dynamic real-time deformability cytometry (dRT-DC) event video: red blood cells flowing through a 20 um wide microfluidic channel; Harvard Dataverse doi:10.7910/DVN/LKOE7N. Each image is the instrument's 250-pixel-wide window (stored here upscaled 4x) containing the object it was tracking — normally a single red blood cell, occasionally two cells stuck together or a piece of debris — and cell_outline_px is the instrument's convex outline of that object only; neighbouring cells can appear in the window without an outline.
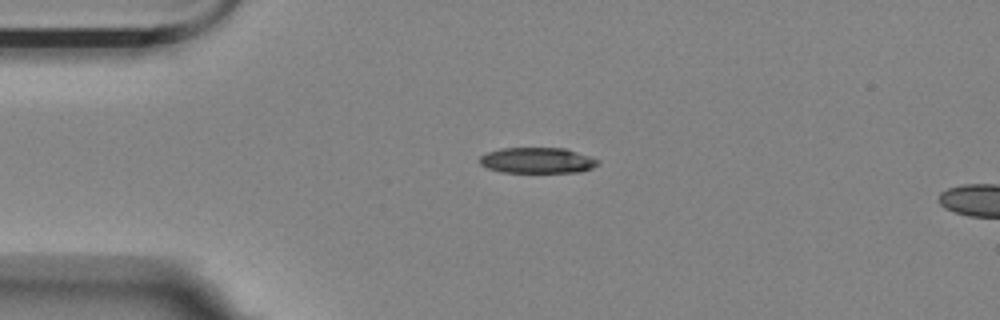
{"species": "Egyptian fruit bat (a non-hibernating species)", "species_latin": "Rousettus aegyptiacus", "temperature_condition": "room temperature", "stored_images_in_passage": 2, "camera_frame_rate_fps": 3000, "um_per_image_px": 0.085, "animal": {"sex": "female"}, "frame": {"image": 1, "passage_image": 1, "time_ms": 0.0, "image_size_px": [1000, 320], "cell_outline_px": [[600, 164], [592, 168], [580, 172], [504, 172], [488, 168], [480, 164], [480, 156], [488, 152], [500, 148], [564, 148], [600, 160]], "centroid_in_image_um": [45.69, 13.63], "position_along_channel_um": 39.3, "area_um2": 17.63}}